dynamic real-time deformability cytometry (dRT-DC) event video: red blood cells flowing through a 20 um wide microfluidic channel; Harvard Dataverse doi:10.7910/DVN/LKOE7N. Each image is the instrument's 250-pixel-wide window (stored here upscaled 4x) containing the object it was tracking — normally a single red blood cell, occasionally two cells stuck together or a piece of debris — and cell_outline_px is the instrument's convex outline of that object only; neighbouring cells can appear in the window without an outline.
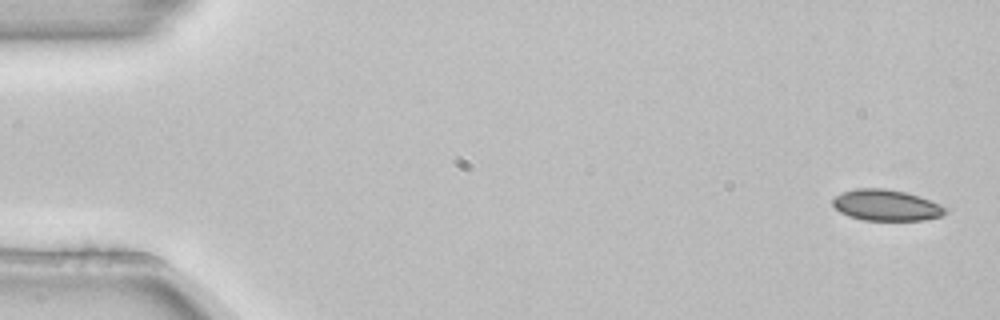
{"species": "common noctule bat (a hibernating species)", "species_latin": "Nyctalus noctula", "temperature_condition": "room temperature", "stored_images_in_passage": 5, "camera_frame_rate_fps": 3000, "um_per_image_px": 0.085, "animal": {"sex": "female", "body_mass_g": 22.7, "forearm_length_mm": 54.2}, "frame": {"image": 1, "passage_image": 1, "time_ms": 0.0, "image_size_px": [1000, 320], "cell_outline_px": [[948, 208], [940, 216], [924, 220], [864, 220], [848, 216], [840, 212], [832, 204], [832, 200], [836, 196], [844, 192], [856, 188], [884, 188], [908, 192], [920, 196], [940, 204]], "centroid_in_image_um": [75.33, 17.43], "position_along_channel_um": 9.7, "area_um2": 20.4}}
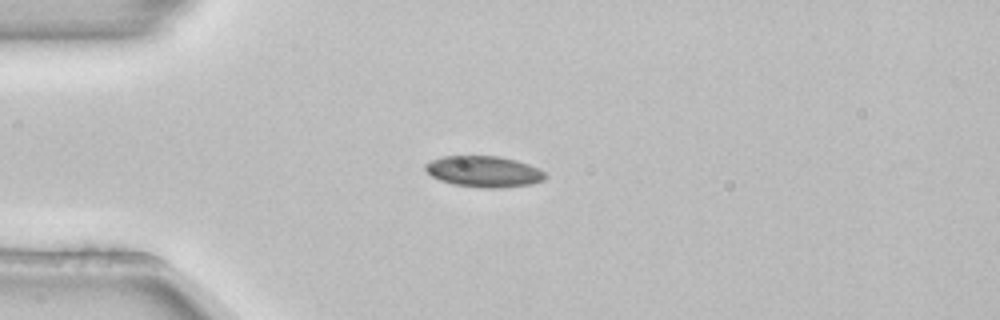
{"frame": {"image": 2, "passage_image": 4, "time_ms": 1.0, "image_size_px": [1000, 320], "cell_outline_px": [[548, 176], [544, 180], [532, 184], [500, 188], [484, 188], [452, 184], [440, 180], [432, 176], [424, 168], [424, 164], [432, 160], [444, 156], [500, 156], [516, 160], [528, 164], [544, 172]], "centroid_in_image_um": [41.14, 14.58], "position_along_channel_um": 43.9, "area_um2": 21.73}}